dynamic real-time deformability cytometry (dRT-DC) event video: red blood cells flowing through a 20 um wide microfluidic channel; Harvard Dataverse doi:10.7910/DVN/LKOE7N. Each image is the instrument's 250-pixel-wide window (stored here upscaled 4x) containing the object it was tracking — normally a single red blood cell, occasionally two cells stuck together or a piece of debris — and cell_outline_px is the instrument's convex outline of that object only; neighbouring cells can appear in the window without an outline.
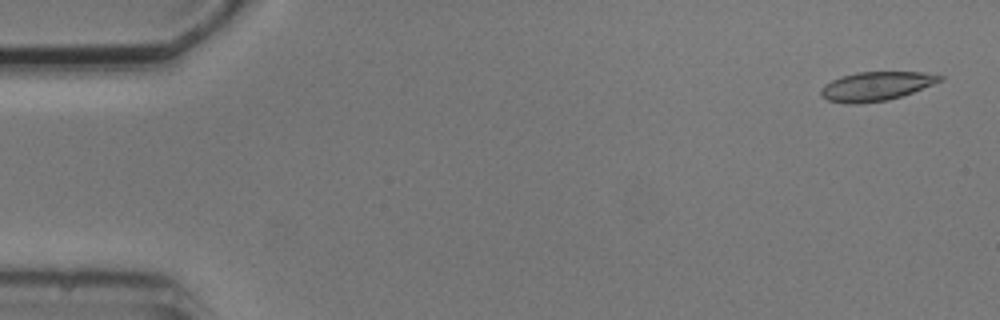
{"species": "common noctule bat (a hibernating species)", "species_latin": "Nyctalus noctula", "temperature_condition": "cold", "stored_images_in_passage": 4, "camera_frame_rate_fps": 3000, "um_per_image_px": 0.085, "animal": {"sex": "male", "body_mass_g": 20.5, "forearm_length_mm": 52.5}, "frame": {"image": 1, "passage_image": 1, "time_ms": 0.0, "image_size_px": [1000, 320], "cell_outline_px": [[944, 80], [912, 92], [888, 100], [856, 104], [848, 104], [828, 100], [820, 96], [820, 88], [824, 84], [840, 76], [856, 72], [924, 72], [944, 76]], "centroid_in_image_um": [74.44, 7.32], "position_along_channel_um": 10.6, "area_um2": 20.17}}
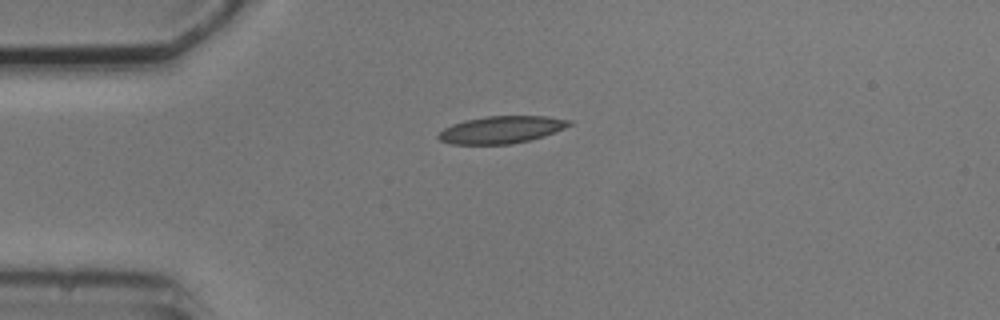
{"frame": {"image": 2, "passage_image": 4, "time_ms": 3.667, "image_size_px": [1000, 320], "cell_outline_px": [[572, 124], [564, 128], [544, 136], [512, 144], [452, 144], [440, 140], [436, 136], [444, 128], [452, 124], [464, 120], [484, 116], [548, 116], [572, 120]], "centroid_in_image_um": [42.61, 11.01], "position_along_channel_um": 42.4, "area_um2": 20.81}}